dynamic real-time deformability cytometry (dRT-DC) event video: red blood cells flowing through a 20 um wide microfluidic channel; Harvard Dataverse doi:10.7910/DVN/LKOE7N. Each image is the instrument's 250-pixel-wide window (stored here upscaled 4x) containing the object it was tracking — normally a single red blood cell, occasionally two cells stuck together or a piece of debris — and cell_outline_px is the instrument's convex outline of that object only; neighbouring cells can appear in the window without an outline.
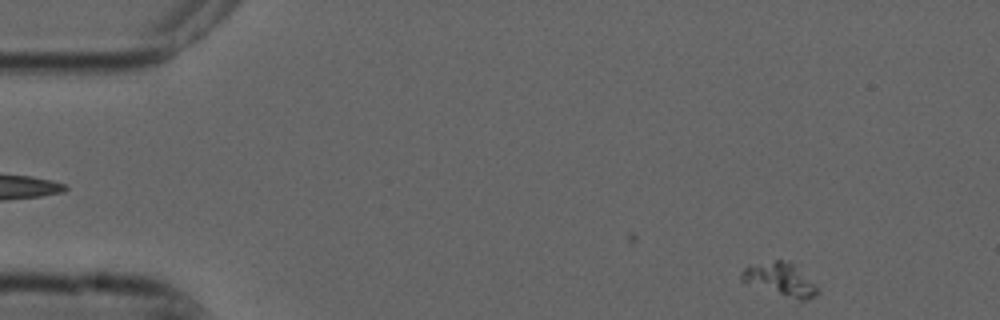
{"species": "common noctule bat (a hibernating species)", "species_latin": "Nyctalus noctula", "temperature_condition": "cold", "stored_images_in_passage": 5, "camera_frame_rate_fps": 3000, "um_per_image_px": 0.085, "animal": {"sex": "male", "forearm_length_mm": 52.5}, "frame": {"image": 1, "passage_image": 1, "time_ms": 0.0, "image_size_px": [1000, 320], "cell_outline_px": [[820, 292], [816, 296], [804, 300], [800, 300], [744, 284], [740, 280], [740, 272], [744, 268], [776, 260], [792, 260], [820, 288]], "centroid_in_image_um": [66.36, 23.75], "position_along_channel_um": 18.6, "area_um2": 14.97}}
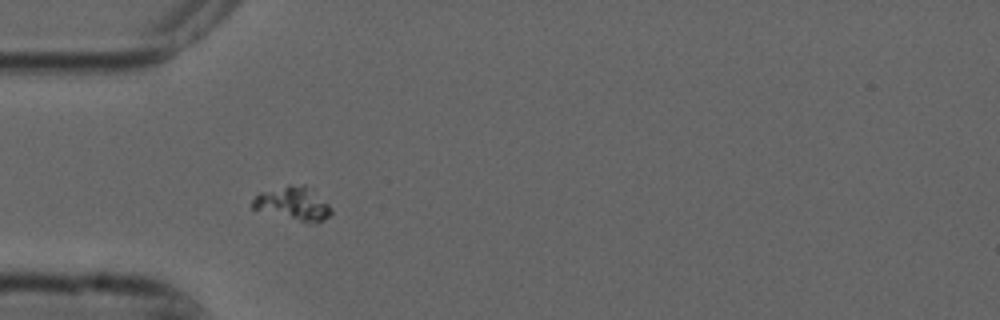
{"frame": {"image": 2, "passage_image": 4, "time_ms": 1.0, "image_size_px": [1000, 320], "cell_outline_px": [[332, 212], [324, 220], [308, 224], [252, 208], [252, 200], [260, 192], [288, 184], [304, 184], [328, 204], [332, 208]], "centroid_in_image_um": [24.91, 17.3], "position_along_channel_um": 60.1, "area_um2": 15.32}}
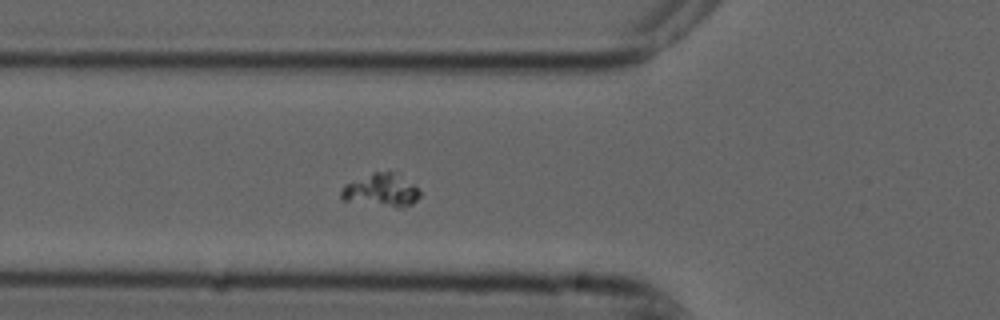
{"frame": {"image": 3, "passage_image": 5, "time_ms": 1.333, "image_size_px": [1000, 320], "cell_outline_px": [[420, 196], [412, 204], [400, 208], [396, 208], [340, 200], [340, 192], [344, 184], [372, 172], [392, 172], [420, 188]], "centroid_in_image_um": [32.37, 16.19], "position_along_channel_um": 93.4, "area_um2": 15.26}}